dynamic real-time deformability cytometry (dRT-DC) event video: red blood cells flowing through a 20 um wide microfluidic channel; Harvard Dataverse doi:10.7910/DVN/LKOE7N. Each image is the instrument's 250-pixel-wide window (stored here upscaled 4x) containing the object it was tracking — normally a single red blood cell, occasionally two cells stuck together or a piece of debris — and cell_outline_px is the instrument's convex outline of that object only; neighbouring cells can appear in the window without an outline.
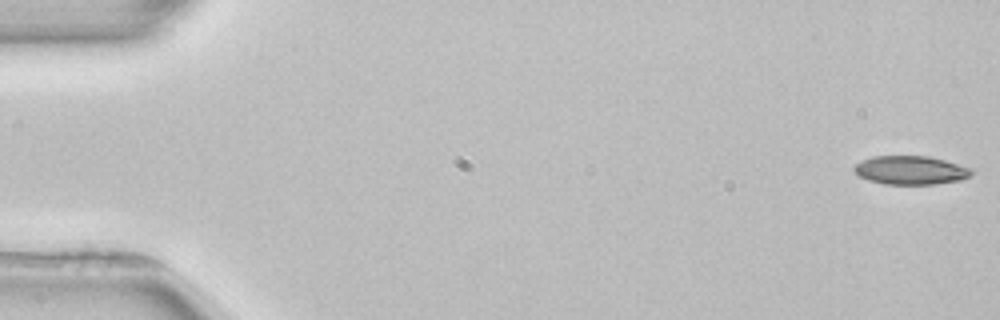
{"species": "common noctule bat (a hibernating species)", "species_latin": "Nyctalus noctula", "temperature_condition": "room temperature", "stored_images_in_passage": 47, "camera_frame_rate_fps": 3000, "um_per_image_px": 0.085, "animal": {"sex": "female", "body_mass_g": 22.7, "forearm_length_mm": 54.2}, "frame": {"image": 1, "passage_image": 1, "time_ms": 0.0, "image_size_px": [1000, 320], "cell_outline_px": [[972, 172], [968, 176], [960, 180], [936, 184], [884, 184], [868, 180], [860, 176], [852, 168], [856, 164], [872, 156], [928, 156], [944, 160], [972, 168]], "centroid_in_image_um": [77.4, 14.47], "position_along_channel_um": 7.6, "area_um2": 19.42}}
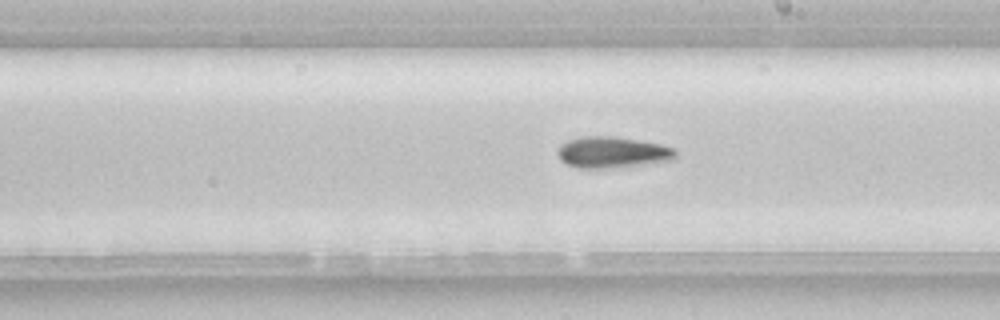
{"frame": {"image": 2, "passage_image": 30, "time_ms": 9.667, "image_size_px": [1000, 320], "cell_outline_px": [[676, 160], [604, 168], [580, 168], [568, 164], [560, 160], [556, 152], [560, 144], [568, 140], [580, 136], [616, 136], [660, 144], [672, 148], [676, 152]], "centroid_in_image_um": [52.01, 12.93], "position_along_channel_um": 237.0, "area_um2": 21.39}}
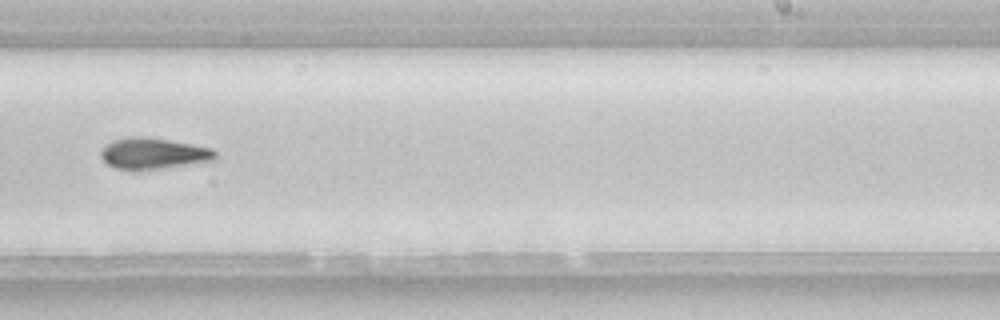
{"frame": {"image": 3, "passage_image": 33, "time_ms": 10.667, "image_size_px": [1000, 320], "cell_outline_px": [[216, 160], [160, 168], [116, 168], [108, 164], [100, 156], [100, 152], [108, 144], [116, 140], [132, 136], [140, 136], [168, 140], [192, 144], [212, 148], [216, 152]], "centroid_in_image_um": [13.08, 13.02], "position_along_channel_um": 275.9, "area_um2": 20.06}}